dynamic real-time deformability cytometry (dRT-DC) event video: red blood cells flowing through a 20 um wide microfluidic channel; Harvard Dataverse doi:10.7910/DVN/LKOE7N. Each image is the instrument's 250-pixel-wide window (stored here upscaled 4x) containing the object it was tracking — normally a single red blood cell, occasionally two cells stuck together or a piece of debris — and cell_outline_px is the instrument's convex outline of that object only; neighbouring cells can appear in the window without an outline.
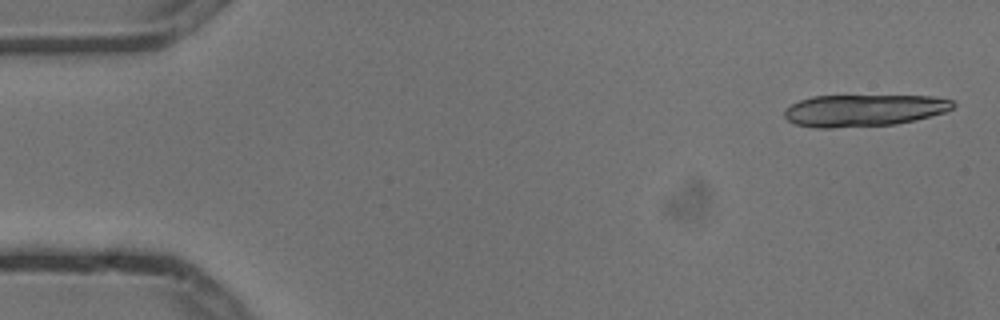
{"species": "common noctule bat (a hibernating species)", "species_latin": "Nyctalus noctula", "temperature_condition": "cold", "stored_images_in_passage": 5, "camera_frame_rate_fps": 3000, "um_per_image_px": 0.085, "animal": {"sex": "male", "body_mass_g": 13.3}, "frame": {"image": 1, "passage_image": 1, "time_ms": 0.0, "image_size_px": [1000, 320], "cell_outline_px": [[956, 104], [952, 108], [944, 112], [916, 120], [896, 124], [832, 128], [816, 128], [796, 124], [788, 120], [784, 116], [784, 112], [792, 104], [800, 100], [812, 96], [932, 96], [952, 100]], "centroid_in_image_um": [73.43, 9.38], "position_along_channel_um": 11.6, "area_um2": 31.27}}